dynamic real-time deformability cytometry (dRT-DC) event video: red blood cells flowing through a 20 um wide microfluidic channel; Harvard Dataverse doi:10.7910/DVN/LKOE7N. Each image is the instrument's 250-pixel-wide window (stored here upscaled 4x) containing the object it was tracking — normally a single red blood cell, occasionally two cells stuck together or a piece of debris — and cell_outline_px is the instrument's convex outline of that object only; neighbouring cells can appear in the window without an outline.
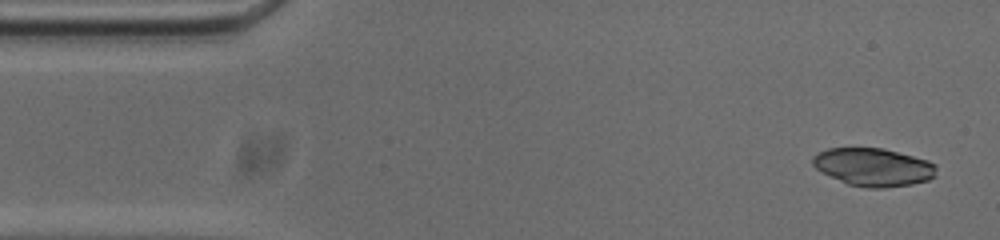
{"species": "common noctule bat (a hibernating species)", "species_latin": "Nyctalus noctula", "temperature_condition": "cold", "stored_images_in_passage": 52, "camera_frame_rate_fps": 3000, "um_per_image_px": 0.085, "animal": {"sex": "male", "body_mass_g": 20.0, "forearm_length_mm": 53.3}, "frame": {"image": 1, "passage_image": 2, "time_ms": 0.333, "image_size_px": [1000, 240], "cell_outline_px": [[936, 176], [928, 180], [912, 184], [884, 188], [868, 188], [848, 184], [816, 168], [812, 164], [812, 156], [828, 148], [884, 148], [928, 160], [936, 164]], "centroid_in_image_um": [74.28, 14.2], "position_along_channel_um": 10.7, "area_um2": 27.28}}